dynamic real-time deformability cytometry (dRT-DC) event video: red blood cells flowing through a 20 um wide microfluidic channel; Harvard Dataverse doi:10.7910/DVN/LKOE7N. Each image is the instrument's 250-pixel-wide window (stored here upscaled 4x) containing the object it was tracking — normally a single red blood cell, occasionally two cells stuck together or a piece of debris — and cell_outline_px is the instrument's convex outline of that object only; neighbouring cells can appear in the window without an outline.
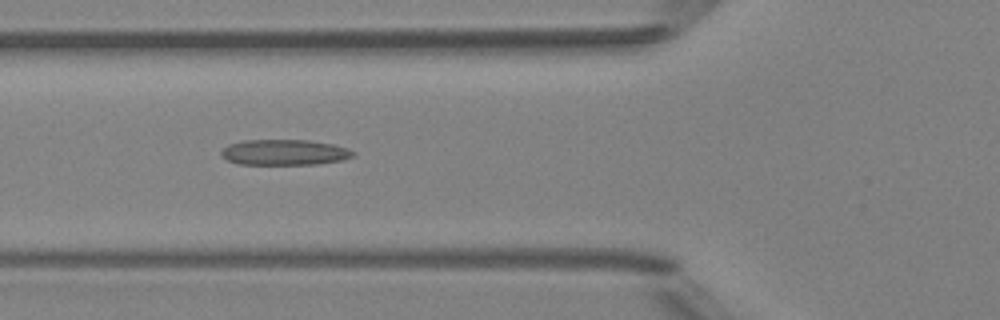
{"species": "Egyptian fruit bat (a non-hibernating species)", "species_latin": "Rousettus aegyptiacus", "temperature_condition": "room temperature", "stored_images_in_passage": 6, "camera_frame_rate_fps": 3000, "um_per_image_px": 0.085, "animal": {"sex": "female"}, "frame": {"image": 1, "passage_image": 5, "time_ms": 4.667, "image_size_px": [1000, 320], "cell_outline_px": [[356, 156], [340, 160], [316, 164], [240, 164], [228, 160], [220, 152], [228, 144], [244, 140], [308, 140], [332, 144], [348, 148], [356, 152]], "centroid_in_image_um": [24.21, 12.94], "position_along_channel_um": 101.6, "area_um2": 19.59}}
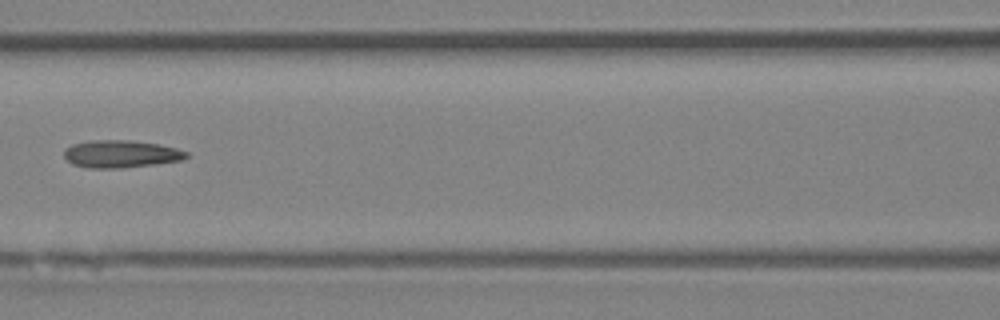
{"frame": {"image": 2, "passage_image": 6, "time_ms": 6.0, "image_size_px": [1000, 320], "cell_outline_px": [[188, 156], [184, 160], [156, 164], [120, 168], [88, 168], [72, 164], [64, 156], [64, 148], [72, 144], [92, 140], [128, 140], [160, 144], [176, 148], [188, 152]], "centroid_in_image_um": [10.28, 13.08], "position_along_channel_um": 156.3, "area_um2": 19.71}}